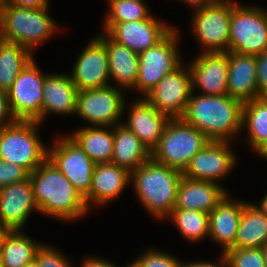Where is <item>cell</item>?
Listing matches in <instances>:
<instances>
[{
  "label": "cell",
  "mask_w": 267,
  "mask_h": 267,
  "mask_svg": "<svg viewBox=\"0 0 267 267\" xmlns=\"http://www.w3.org/2000/svg\"><path fill=\"white\" fill-rule=\"evenodd\" d=\"M190 95L181 119L211 141H230L242 129L243 102L229 95Z\"/></svg>",
  "instance_id": "6da1fadb"
},
{
  "label": "cell",
  "mask_w": 267,
  "mask_h": 267,
  "mask_svg": "<svg viewBox=\"0 0 267 267\" xmlns=\"http://www.w3.org/2000/svg\"><path fill=\"white\" fill-rule=\"evenodd\" d=\"M39 212L62 220H75L88 211L84 196L46 159L29 174Z\"/></svg>",
  "instance_id": "7a4b0ae2"
},
{
  "label": "cell",
  "mask_w": 267,
  "mask_h": 267,
  "mask_svg": "<svg viewBox=\"0 0 267 267\" xmlns=\"http://www.w3.org/2000/svg\"><path fill=\"white\" fill-rule=\"evenodd\" d=\"M182 171L155 162L152 158L131 172L134 191L152 215L165 218L175 206Z\"/></svg>",
  "instance_id": "3957f363"
},
{
  "label": "cell",
  "mask_w": 267,
  "mask_h": 267,
  "mask_svg": "<svg viewBox=\"0 0 267 267\" xmlns=\"http://www.w3.org/2000/svg\"><path fill=\"white\" fill-rule=\"evenodd\" d=\"M48 7L38 9L20 8L8 1L0 4V40L16 43L33 51L45 42L57 24L48 15Z\"/></svg>",
  "instance_id": "277c9868"
},
{
  "label": "cell",
  "mask_w": 267,
  "mask_h": 267,
  "mask_svg": "<svg viewBox=\"0 0 267 267\" xmlns=\"http://www.w3.org/2000/svg\"><path fill=\"white\" fill-rule=\"evenodd\" d=\"M211 140L181 118L170 119L151 158L160 164L184 171L191 158Z\"/></svg>",
  "instance_id": "5b68a950"
},
{
  "label": "cell",
  "mask_w": 267,
  "mask_h": 267,
  "mask_svg": "<svg viewBox=\"0 0 267 267\" xmlns=\"http://www.w3.org/2000/svg\"><path fill=\"white\" fill-rule=\"evenodd\" d=\"M34 120H16L0 128V160L23 167L29 174L47 159Z\"/></svg>",
  "instance_id": "8992f818"
},
{
  "label": "cell",
  "mask_w": 267,
  "mask_h": 267,
  "mask_svg": "<svg viewBox=\"0 0 267 267\" xmlns=\"http://www.w3.org/2000/svg\"><path fill=\"white\" fill-rule=\"evenodd\" d=\"M231 1L229 51L259 55L267 50V11Z\"/></svg>",
  "instance_id": "52a82bcc"
},
{
  "label": "cell",
  "mask_w": 267,
  "mask_h": 267,
  "mask_svg": "<svg viewBox=\"0 0 267 267\" xmlns=\"http://www.w3.org/2000/svg\"><path fill=\"white\" fill-rule=\"evenodd\" d=\"M177 31L173 28L155 46L139 54V74L134 89L140 90L143 96L152 91L166 74L182 65L177 51Z\"/></svg>",
  "instance_id": "ba28073f"
},
{
  "label": "cell",
  "mask_w": 267,
  "mask_h": 267,
  "mask_svg": "<svg viewBox=\"0 0 267 267\" xmlns=\"http://www.w3.org/2000/svg\"><path fill=\"white\" fill-rule=\"evenodd\" d=\"M32 59L21 71L7 91L9 106L16 120H34L42 123L43 85L42 74Z\"/></svg>",
  "instance_id": "9c48e42d"
},
{
  "label": "cell",
  "mask_w": 267,
  "mask_h": 267,
  "mask_svg": "<svg viewBox=\"0 0 267 267\" xmlns=\"http://www.w3.org/2000/svg\"><path fill=\"white\" fill-rule=\"evenodd\" d=\"M121 91L111 85L79 91L76 113L93 126L117 125L125 109Z\"/></svg>",
  "instance_id": "30bf717a"
},
{
  "label": "cell",
  "mask_w": 267,
  "mask_h": 267,
  "mask_svg": "<svg viewBox=\"0 0 267 267\" xmlns=\"http://www.w3.org/2000/svg\"><path fill=\"white\" fill-rule=\"evenodd\" d=\"M47 159L85 197L90 190L95 163L71 136L61 137L51 149Z\"/></svg>",
  "instance_id": "8fae6325"
},
{
  "label": "cell",
  "mask_w": 267,
  "mask_h": 267,
  "mask_svg": "<svg viewBox=\"0 0 267 267\" xmlns=\"http://www.w3.org/2000/svg\"><path fill=\"white\" fill-rule=\"evenodd\" d=\"M193 29L204 52H229L231 1L195 9Z\"/></svg>",
  "instance_id": "7c38bea8"
},
{
  "label": "cell",
  "mask_w": 267,
  "mask_h": 267,
  "mask_svg": "<svg viewBox=\"0 0 267 267\" xmlns=\"http://www.w3.org/2000/svg\"><path fill=\"white\" fill-rule=\"evenodd\" d=\"M192 93L189 66L183 65L166 74L144 98L160 113L170 119L181 118Z\"/></svg>",
  "instance_id": "4fadbf2b"
},
{
  "label": "cell",
  "mask_w": 267,
  "mask_h": 267,
  "mask_svg": "<svg viewBox=\"0 0 267 267\" xmlns=\"http://www.w3.org/2000/svg\"><path fill=\"white\" fill-rule=\"evenodd\" d=\"M104 26L106 35L137 54L155 46L173 29L153 16L140 21L105 22Z\"/></svg>",
  "instance_id": "5bb4252c"
},
{
  "label": "cell",
  "mask_w": 267,
  "mask_h": 267,
  "mask_svg": "<svg viewBox=\"0 0 267 267\" xmlns=\"http://www.w3.org/2000/svg\"><path fill=\"white\" fill-rule=\"evenodd\" d=\"M229 148V141H210L191 158L183 176L211 182L223 178L235 167L237 159Z\"/></svg>",
  "instance_id": "9a60e30c"
},
{
  "label": "cell",
  "mask_w": 267,
  "mask_h": 267,
  "mask_svg": "<svg viewBox=\"0 0 267 267\" xmlns=\"http://www.w3.org/2000/svg\"><path fill=\"white\" fill-rule=\"evenodd\" d=\"M33 210L39 211L29 177L0 189V228L4 231L21 230Z\"/></svg>",
  "instance_id": "2e32d148"
},
{
  "label": "cell",
  "mask_w": 267,
  "mask_h": 267,
  "mask_svg": "<svg viewBox=\"0 0 267 267\" xmlns=\"http://www.w3.org/2000/svg\"><path fill=\"white\" fill-rule=\"evenodd\" d=\"M189 69L193 92L199 87L203 95H228L229 52L203 51Z\"/></svg>",
  "instance_id": "e0dca14e"
},
{
  "label": "cell",
  "mask_w": 267,
  "mask_h": 267,
  "mask_svg": "<svg viewBox=\"0 0 267 267\" xmlns=\"http://www.w3.org/2000/svg\"><path fill=\"white\" fill-rule=\"evenodd\" d=\"M71 73L78 91L109 85L108 55L105 45L97 37L80 53Z\"/></svg>",
  "instance_id": "ac0fdd59"
},
{
  "label": "cell",
  "mask_w": 267,
  "mask_h": 267,
  "mask_svg": "<svg viewBox=\"0 0 267 267\" xmlns=\"http://www.w3.org/2000/svg\"><path fill=\"white\" fill-rule=\"evenodd\" d=\"M218 182L193 180L182 176L174 209H193L210 213L228 194Z\"/></svg>",
  "instance_id": "d6986e66"
},
{
  "label": "cell",
  "mask_w": 267,
  "mask_h": 267,
  "mask_svg": "<svg viewBox=\"0 0 267 267\" xmlns=\"http://www.w3.org/2000/svg\"><path fill=\"white\" fill-rule=\"evenodd\" d=\"M170 118L156 110L145 98L131 106L128 121L123 125L131 130L151 152L159 143Z\"/></svg>",
  "instance_id": "ffe728a7"
},
{
  "label": "cell",
  "mask_w": 267,
  "mask_h": 267,
  "mask_svg": "<svg viewBox=\"0 0 267 267\" xmlns=\"http://www.w3.org/2000/svg\"><path fill=\"white\" fill-rule=\"evenodd\" d=\"M129 181L131 173L128 170L111 162L96 164L89 193L84 197L88 209L91 202L102 205L117 198Z\"/></svg>",
  "instance_id": "44dd1931"
},
{
  "label": "cell",
  "mask_w": 267,
  "mask_h": 267,
  "mask_svg": "<svg viewBox=\"0 0 267 267\" xmlns=\"http://www.w3.org/2000/svg\"><path fill=\"white\" fill-rule=\"evenodd\" d=\"M78 89L67 74H47L43 85L42 122L48 113H76Z\"/></svg>",
  "instance_id": "7402d4cb"
},
{
  "label": "cell",
  "mask_w": 267,
  "mask_h": 267,
  "mask_svg": "<svg viewBox=\"0 0 267 267\" xmlns=\"http://www.w3.org/2000/svg\"><path fill=\"white\" fill-rule=\"evenodd\" d=\"M227 91L243 103L258 98L255 55L229 51Z\"/></svg>",
  "instance_id": "603a6c76"
},
{
  "label": "cell",
  "mask_w": 267,
  "mask_h": 267,
  "mask_svg": "<svg viewBox=\"0 0 267 267\" xmlns=\"http://www.w3.org/2000/svg\"><path fill=\"white\" fill-rule=\"evenodd\" d=\"M227 194L209 213V236L223 246L222 253L232 248L245 202L233 201Z\"/></svg>",
  "instance_id": "cb8c5ba5"
},
{
  "label": "cell",
  "mask_w": 267,
  "mask_h": 267,
  "mask_svg": "<svg viewBox=\"0 0 267 267\" xmlns=\"http://www.w3.org/2000/svg\"><path fill=\"white\" fill-rule=\"evenodd\" d=\"M97 38L107 51L110 78L122 88H134L139 74V54L106 36V33Z\"/></svg>",
  "instance_id": "d4e9b609"
},
{
  "label": "cell",
  "mask_w": 267,
  "mask_h": 267,
  "mask_svg": "<svg viewBox=\"0 0 267 267\" xmlns=\"http://www.w3.org/2000/svg\"><path fill=\"white\" fill-rule=\"evenodd\" d=\"M267 244V205L246 203L232 248H262Z\"/></svg>",
  "instance_id": "484cf974"
},
{
  "label": "cell",
  "mask_w": 267,
  "mask_h": 267,
  "mask_svg": "<svg viewBox=\"0 0 267 267\" xmlns=\"http://www.w3.org/2000/svg\"><path fill=\"white\" fill-rule=\"evenodd\" d=\"M151 158V152L126 126H114V147L111 163L130 173Z\"/></svg>",
  "instance_id": "4316f807"
},
{
  "label": "cell",
  "mask_w": 267,
  "mask_h": 267,
  "mask_svg": "<svg viewBox=\"0 0 267 267\" xmlns=\"http://www.w3.org/2000/svg\"><path fill=\"white\" fill-rule=\"evenodd\" d=\"M88 126L77 130L71 137L95 163L111 162L114 147V126Z\"/></svg>",
  "instance_id": "83f0119b"
},
{
  "label": "cell",
  "mask_w": 267,
  "mask_h": 267,
  "mask_svg": "<svg viewBox=\"0 0 267 267\" xmlns=\"http://www.w3.org/2000/svg\"><path fill=\"white\" fill-rule=\"evenodd\" d=\"M41 243L17 231H4L0 239V261L4 267H26L35 262Z\"/></svg>",
  "instance_id": "f1b7e54d"
},
{
  "label": "cell",
  "mask_w": 267,
  "mask_h": 267,
  "mask_svg": "<svg viewBox=\"0 0 267 267\" xmlns=\"http://www.w3.org/2000/svg\"><path fill=\"white\" fill-rule=\"evenodd\" d=\"M244 126L249 132V145L259 153L267 146V96L243 103L242 128Z\"/></svg>",
  "instance_id": "f546056e"
},
{
  "label": "cell",
  "mask_w": 267,
  "mask_h": 267,
  "mask_svg": "<svg viewBox=\"0 0 267 267\" xmlns=\"http://www.w3.org/2000/svg\"><path fill=\"white\" fill-rule=\"evenodd\" d=\"M32 52L21 45L0 40V89L8 91L15 79L33 59Z\"/></svg>",
  "instance_id": "4dcf8cb0"
},
{
  "label": "cell",
  "mask_w": 267,
  "mask_h": 267,
  "mask_svg": "<svg viewBox=\"0 0 267 267\" xmlns=\"http://www.w3.org/2000/svg\"><path fill=\"white\" fill-rule=\"evenodd\" d=\"M169 217L182 236L189 241L196 242L209 235V214L206 212L193 209H173Z\"/></svg>",
  "instance_id": "1f68e13d"
},
{
  "label": "cell",
  "mask_w": 267,
  "mask_h": 267,
  "mask_svg": "<svg viewBox=\"0 0 267 267\" xmlns=\"http://www.w3.org/2000/svg\"><path fill=\"white\" fill-rule=\"evenodd\" d=\"M109 13L105 22H130L151 18L142 0H108Z\"/></svg>",
  "instance_id": "d6a6232c"
},
{
  "label": "cell",
  "mask_w": 267,
  "mask_h": 267,
  "mask_svg": "<svg viewBox=\"0 0 267 267\" xmlns=\"http://www.w3.org/2000/svg\"><path fill=\"white\" fill-rule=\"evenodd\" d=\"M222 254L227 267H266L262 248H230Z\"/></svg>",
  "instance_id": "836d02e7"
},
{
  "label": "cell",
  "mask_w": 267,
  "mask_h": 267,
  "mask_svg": "<svg viewBox=\"0 0 267 267\" xmlns=\"http://www.w3.org/2000/svg\"><path fill=\"white\" fill-rule=\"evenodd\" d=\"M181 261L167 253L147 250L141 257L136 259L133 264L136 267H180Z\"/></svg>",
  "instance_id": "e575fe53"
},
{
  "label": "cell",
  "mask_w": 267,
  "mask_h": 267,
  "mask_svg": "<svg viewBox=\"0 0 267 267\" xmlns=\"http://www.w3.org/2000/svg\"><path fill=\"white\" fill-rule=\"evenodd\" d=\"M35 262L38 267H72L65 255L43 243L37 251Z\"/></svg>",
  "instance_id": "d590c367"
},
{
  "label": "cell",
  "mask_w": 267,
  "mask_h": 267,
  "mask_svg": "<svg viewBox=\"0 0 267 267\" xmlns=\"http://www.w3.org/2000/svg\"><path fill=\"white\" fill-rule=\"evenodd\" d=\"M28 177L29 173L23 167L0 160V189L24 181Z\"/></svg>",
  "instance_id": "8d00e7d4"
},
{
  "label": "cell",
  "mask_w": 267,
  "mask_h": 267,
  "mask_svg": "<svg viewBox=\"0 0 267 267\" xmlns=\"http://www.w3.org/2000/svg\"><path fill=\"white\" fill-rule=\"evenodd\" d=\"M258 98L267 96V50L255 56Z\"/></svg>",
  "instance_id": "74e56055"
},
{
  "label": "cell",
  "mask_w": 267,
  "mask_h": 267,
  "mask_svg": "<svg viewBox=\"0 0 267 267\" xmlns=\"http://www.w3.org/2000/svg\"><path fill=\"white\" fill-rule=\"evenodd\" d=\"M16 118L9 106L8 92L0 89V128L12 124Z\"/></svg>",
  "instance_id": "f35d334b"
},
{
  "label": "cell",
  "mask_w": 267,
  "mask_h": 267,
  "mask_svg": "<svg viewBox=\"0 0 267 267\" xmlns=\"http://www.w3.org/2000/svg\"><path fill=\"white\" fill-rule=\"evenodd\" d=\"M49 0H8L11 5L20 8L38 9L48 7Z\"/></svg>",
  "instance_id": "ab89813d"
},
{
  "label": "cell",
  "mask_w": 267,
  "mask_h": 267,
  "mask_svg": "<svg viewBox=\"0 0 267 267\" xmlns=\"http://www.w3.org/2000/svg\"><path fill=\"white\" fill-rule=\"evenodd\" d=\"M81 267H116L113 263L106 261V259H100L95 257H90L83 261Z\"/></svg>",
  "instance_id": "60d3db41"
},
{
  "label": "cell",
  "mask_w": 267,
  "mask_h": 267,
  "mask_svg": "<svg viewBox=\"0 0 267 267\" xmlns=\"http://www.w3.org/2000/svg\"><path fill=\"white\" fill-rule=\"evenodd\" d=\"M220 261H221V263L219 262V265H216L215 263L213 264L210 262H206V261L191 262V263H187V264L182 262L180 267H227L223 254L221 256Z\"/></svg>",
  "instance_id": "b9f144b4"
},
{
  "label": "cell",
  "mask_w": 267,
  "mask_h": 267,
  "mask_svg": "<svg viewBox=\"0 0 267 267\" xmlns=\"http://www.w3.org/2000/svg\"><path fill=\"white\" fill-rule=\"evenodd\" d=\"M182 1L191 5L195 9H198V8H203L205 6L215 4L220 0H182Z\"/></svg>",
  "instance_id": "7bdbcfd3"
},
{
  "label": "cell",
  "mask_w": 267,
  "mask_h": 267,
  "mask_svg": "<svg viewBox=\"0 0 267 267\" xmlns=\"http://www.w3.org/2000/svg\"><path fill=\"white\" fill-rule=\"evenodd\" d=\"M258 154L267 159V146L262 149Z\"/></svg>",
  "instance_id": "ee69618b"
},
{
  "label": "cell",
  "mask_w": 267,
  "mask_h": 267,
  "mask_svg": "<svg viewBox=\"0 0 267 267\" xmlns=\"http://www.w3.org/2000/svg\"><path fill=\"white\" fill-rule=\"evenodd\" d=\"M265 256V266L267 267V244L262 247Z\"/></svg>",
  "instance_id": "f6af8a7d"
},
{
  "label": "cell",
  "mask_w": 267,
  "mask_h": 267,
  "mask_svg": "<svg viewBox=\"0 0 267 267\" xmlns=\"http://www.w3.org/2000/svg\"><path fill=\"white\" fill-rule=\"evenodd\" d=\"M26 267H38L36 262H33L31 264H28Z\"/></svg>",
  "instance_id": "bcb514c9"
},
{
  "label": "cell",
  "mask_w": 267,
  "mask_h": 267,
  "mask_svg": "<svg viewBox=\"0 0 267 267\" xmlns=\"http://www.w3.org/2000/svg\"><path fill=\"white\" fill-rule=\"evenodd\" d=\"M262 201L267 205V194L262 198Z\"/></svg>",
  "instance_id": "7dc6e473"
},
{
  "label": "cell",
  "mask_w": 267,
  "mask_h": 267,
  "mask_svg": "<svg viewBox=\"0 0 267 267\" xmlns=\"http://www.w3.org/2000/svg\"><path fill=\"white\" fill-rule=\"evenodd\" d=\"M3 233H4V230L2 228H0V239H1V236Z\"/></svg>",
  "instance_id": "c3c4849f"
},
{
  "label": "cell",
  "mask_w": 267,
  "mask_h": 267,
  "mask_svg": "<svg viewBox=\"0 0 267 267\" xmlns=\"http://www.w3.org/2000/svg\"><path fill=\"white\" fill-rule=\"evenodd\" d=\"M127 267H136V266L133 263H131Z\"/></svg>",
  "instance_id": "681fc988"
},
{
  "label": "cell",
  "mask_w": 267,
  "mask_h": 267,
  "mask_svg": "<svg viewBox=\"0 0 267 267\" xmlns=\"http://www.w3.org/2000/svg\"><path fill=\"white\" fill-rule=\"evenodd\" d=\"M8 0H0V4L7 2Z\"/></svg>",
  "instance_id": "f907efd6"
}]
</instances>
